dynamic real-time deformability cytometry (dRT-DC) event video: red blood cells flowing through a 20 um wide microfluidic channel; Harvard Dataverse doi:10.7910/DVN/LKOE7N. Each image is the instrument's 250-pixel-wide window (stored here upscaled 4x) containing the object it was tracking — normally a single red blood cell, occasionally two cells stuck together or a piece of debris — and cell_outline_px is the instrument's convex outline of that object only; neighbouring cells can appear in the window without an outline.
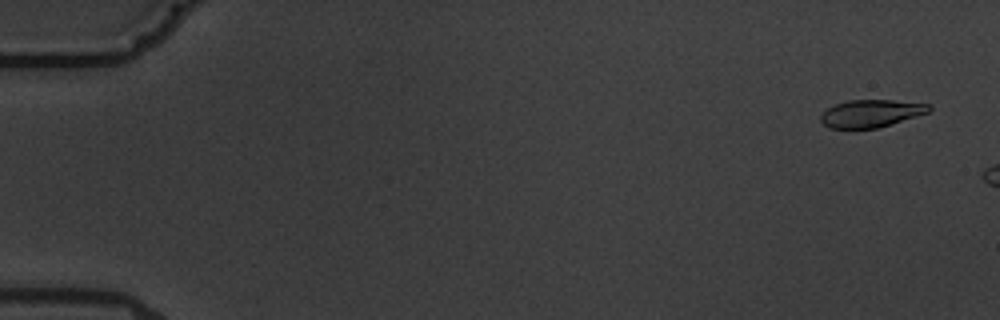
{"species": "common noctule bat (a hibernating species)", "species_latin": "Nyctalus noctula", "temperature_condition": "warm", "stored_images_in_passage": 3, "camera_frame_rate_fps": 3000, "um_per_image_px": 0.085, "animal": {"sex": "male", "body_mass_g": 19.5, "forearm_length_mm": 54.6}, "frame": {"image": 1, "passage_image": 1, "time_ms": 0.0, "image_size_px": [1000, 320], "cell_outline_px": [[932, 108], [928, 112], [876, 128], [828, 128], [820, 120], [820, 116], [828, 108], [836, 104], [848, 100], [892, 100], [928, 104]], "centroid_in_image_um": [74.0, 9.63], "position_along_channel_um": 11.0, "area_um2": 16.99}}